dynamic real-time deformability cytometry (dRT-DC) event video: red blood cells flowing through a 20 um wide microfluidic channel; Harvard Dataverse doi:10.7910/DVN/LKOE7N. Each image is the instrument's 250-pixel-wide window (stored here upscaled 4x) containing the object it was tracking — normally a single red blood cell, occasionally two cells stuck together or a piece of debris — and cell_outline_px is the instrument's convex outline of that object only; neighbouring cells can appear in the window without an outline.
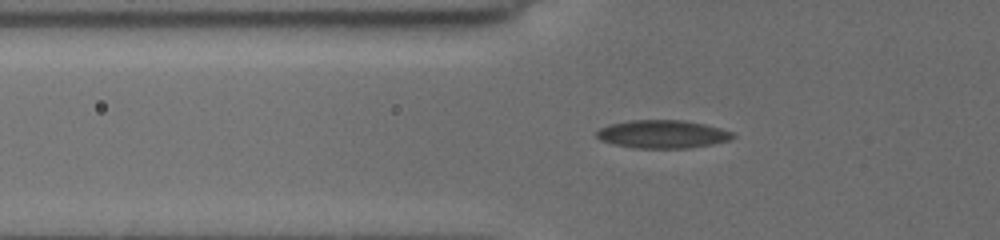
{"species": "common noctule bat (a hibernating species)", "species_latin": "Nyctalus noctula", "temperature_condition": "cold", "stored_images_in_passage": 30, "camera_frame_rate_fps": 3000, "um_per_image_px": 0.085, "animal": {"sex": "female", "body_mass_g": 19.5, "forearm_length_mm": 54.1}, "frame": {"image": 1, "passage_image": 15, "time_ms": 4.0, "image_size_px": [1000, 240], "cell_outline_px": [[736, 136], [728, 140], [712, 144], [688, 148], [632, 148], [612, 144], [600, 140], [596, 136], [596, 132], [600, 128], [612, 124], [632, 120], [684, 120], [704, 124], [720, 128], [732, 132]], "centroid_in_image_um": [56.3, 11.41], "position_along_channel_um": 69.5, "area_um2": 22.25}}
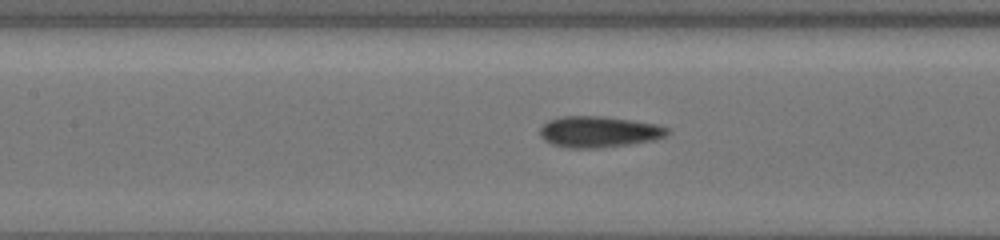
{"frame": {"image": 2, "passage_image": 24, "time_ms": 6.333, "image_size_px": [1000, 240], "cell_outline_px": [[668, 132], [664, 136], [652, 140], [628, 144], [596, 148], [568, 148], [552, 144], [544, 140], [540, 136], [540, 128], [548, 120], [564, 116], [600, 116], [632, 120], [656, 124], [668, 128]], "centroid_in_image_um": [50.85, 11.2], "position_along_channel_um": 156.5, "area_um2": 22.89}}
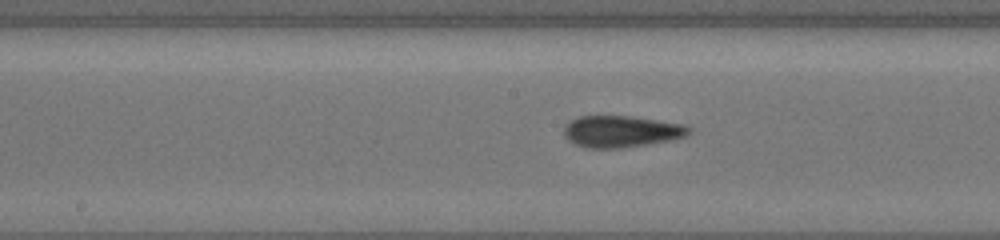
{"frame": {"image": 3, "passage_image": 28, "time_ms": 7.333, "image_size_px": [1000, 240], "cell_outline_px": [[692, 132], [688, 136], [672, 140], [648, 144], [620, 148], [584, 148], [568, 140], [564, 136], [564, 128], [572, 120], [580, 116], [632, 116], [688, 124], [692, 128]], "centroid_in_image_um": [52.9, 11.17], "position_along_channel_um": 195.3, "area_um2": 23.35}}